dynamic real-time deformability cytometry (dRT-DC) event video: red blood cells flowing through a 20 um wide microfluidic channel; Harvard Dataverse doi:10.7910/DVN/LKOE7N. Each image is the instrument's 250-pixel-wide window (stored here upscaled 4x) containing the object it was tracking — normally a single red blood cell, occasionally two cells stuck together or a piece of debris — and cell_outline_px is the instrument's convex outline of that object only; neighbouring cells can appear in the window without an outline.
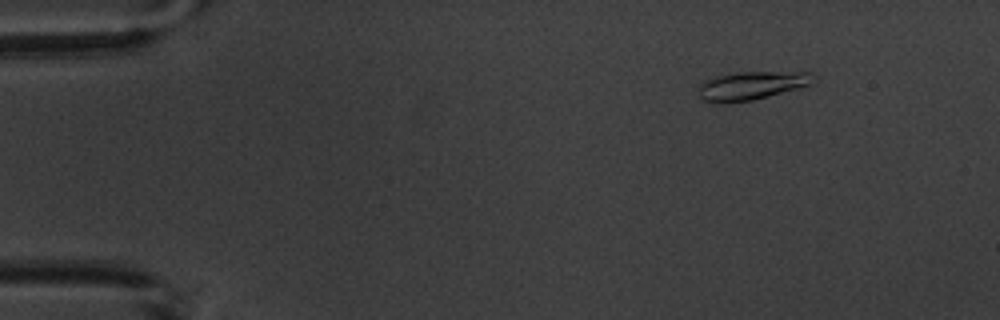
{"species": "common noctule bat (a hibernating species)", "species_latin": "Nyctalus noctula", "temperature_condition": "warm", "stored_images_in_passage": 6, "camera_frame_rate_fps": 3000, "um_per_image_px": 0.085, "animal": {"sex": "male", "body_mass_g": 20.1, "forearm_length_mm": 53.5}, "frame": {"image": 1, "passage_image": 2, "time_ms": 1.0, "image_size_px": [1000, 320], "cell_outline_px": [[816, 84], [752, 100], [724, 104], [712, 104], [704, 100], [700, 96], [700, 84], [704, 80], [716, 76], [740, 72], [812, 72], [816, 76]], "centroid_in_image_um": [63.94, 7.28], "position_along_channel_um": 21.1, "area_um2": 19.36}}
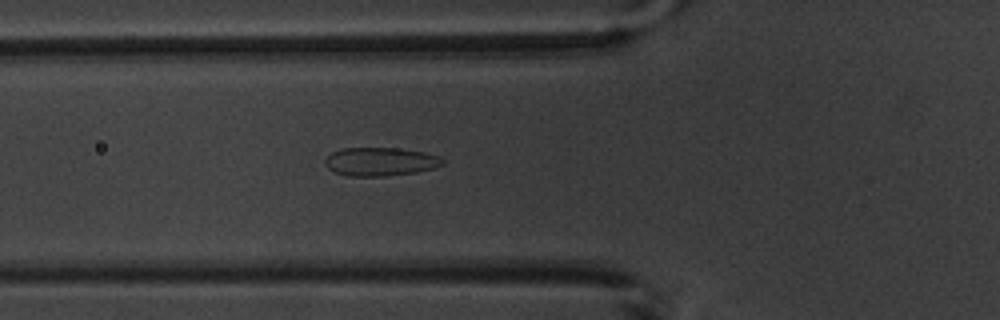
{"frame": {"image": 2, "passage_image": 6, "time_ms": 5.667, "image_size_px": [1000, 320], "cell_outline_px": [[444, 164], [436, 168], [416, 172], [384, 176], [348, 176], [336, 172], [328, 168], [324, 164], [324, 160], [332, 152], [340, 148], [396, 148], [424, 152], [440, 156], [444, 160]], "centroid_in_image_um": [32.34, 13.74], "position_along_channel_um": 93.5, "area_um2": 19.59}}